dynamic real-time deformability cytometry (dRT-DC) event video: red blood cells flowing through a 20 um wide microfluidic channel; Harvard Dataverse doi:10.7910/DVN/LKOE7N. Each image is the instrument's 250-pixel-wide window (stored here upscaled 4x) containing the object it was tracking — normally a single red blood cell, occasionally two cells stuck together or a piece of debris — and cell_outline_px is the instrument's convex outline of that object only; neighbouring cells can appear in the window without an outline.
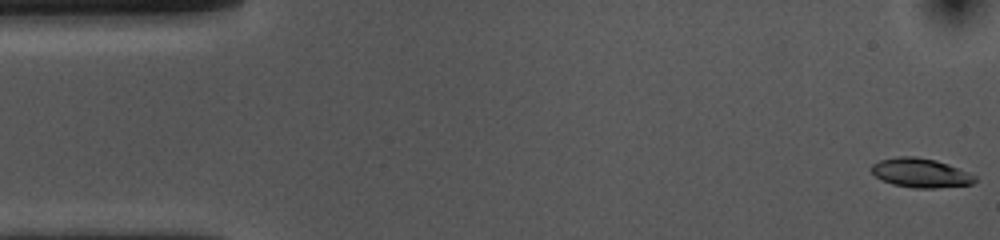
{"species": "common noctule bat (a hibernating species)", "species_latin": "Nyctalus noctula", "temperature_condition": "cold", "stored_images_in_passage": 54, "camera_frame_rate_fps": 3000, "um_per_image_px": 0.085, "animal": {"sex": "female", "body_mass_g": 10.0, "forearm_length_mm": 53.1}, "frame": {"image": 1, "passage_image": 1, "time_ms": 0.0, "image_size_px": [1000, 240], "cell_outline_px": [[976, 180], [972, 184], [936, 188], [912, 188], [892, 184], [880, 180], [872, 172], [872, 164], [880, 160], [900, 156], [916, 156], [936, 160], [948, 164], [976, 176]], "centroid_in_image_um": [78.23, 14.7], "position_along_channel_um": 6.8, "area_um2": 17.57}}
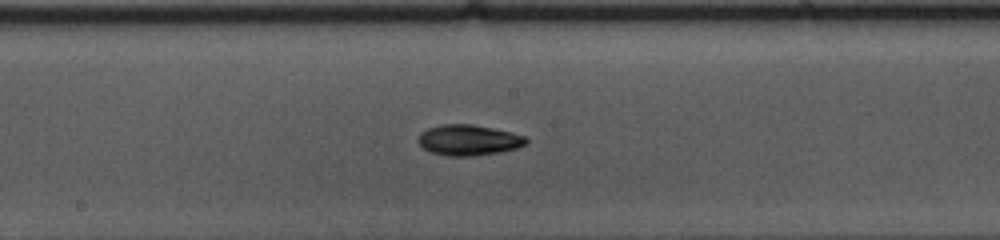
{"frame": {"image": 2, "passage_image": 27, "time_ms": 8.667, "image_size_px": [1000, 240], "cell_outline_px": [[528, 144], [516, 148], [500, 152], [472, 156], [448, 156], [428, 152], [416, 140], [420, 132], [428, 128], [444, 124], [472, 124], [492, 128], [528, 136]], "centroid_in_image_um": [39.83, 11.91], "position_along_channel_um": 208.4, "area_um2": 19.48}}
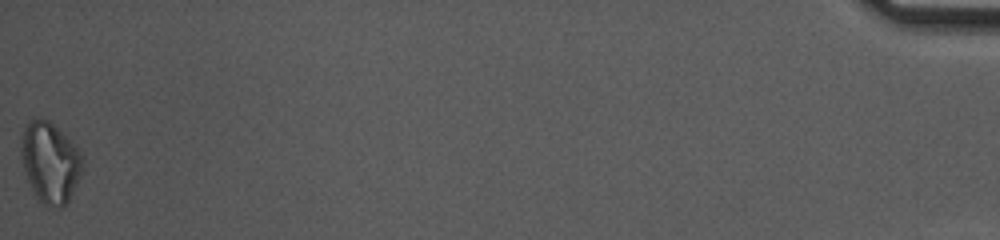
{"frame": {"image": 3, "passage_image": 54, "time_ms": 17.667, "image_size_px": [1000, 240], "cell_outline_px": [[84, 164], [68, 204], [60, 208], [56, 208], [44, 204], [36, 196], [28, 180], [24, 168], [20, 152], [20, 136], [28, 120], [40, 116], [48, 120], [80, 152], [84, 160]], "centroid_in_image_um": [4.24, 13.79], "position_along_channel_um": 431.0, "area_um2": 28.73}, "authors_computed_cell_mechanics": {"area_um2": 18.3515, "velocity_mm_per_s": 3.6468, "shape_relaxation_time_tau1_ms": 4.3683, "shape_relaxation_time_tau2_ms": null, "deformation_change_tau1": 0.1339, "deformation_change_tau2": null}}